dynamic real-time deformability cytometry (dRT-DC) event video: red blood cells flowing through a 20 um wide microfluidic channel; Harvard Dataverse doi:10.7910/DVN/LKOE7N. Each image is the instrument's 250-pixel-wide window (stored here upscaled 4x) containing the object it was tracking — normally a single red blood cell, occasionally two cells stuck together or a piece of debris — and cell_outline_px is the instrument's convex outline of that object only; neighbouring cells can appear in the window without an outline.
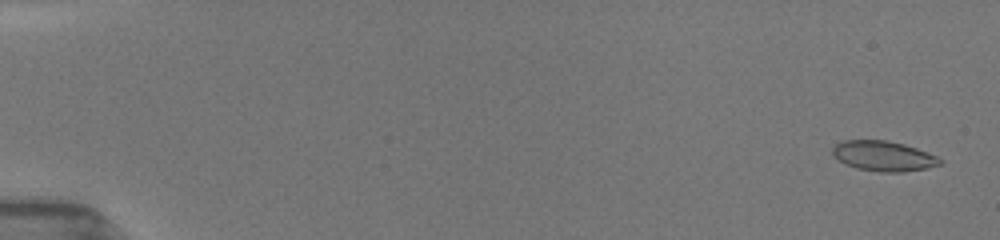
{"species": "common noctule bat (a hibernating species)", "species_latin": "Nyctalus noctula", "temperature_condition": "room temperature", "stored_images_in_passage": 36, "camera_frame_rate_fps": 3000, "um_per_image_px": 0.085, "animal": {"sex": "female", "body_mass_g": 19.5, "forearm_length_mm": 54.1}, "frame": {"image": 1, "passage_image": 2, "time_ms": 0.333, "image_size_px": [1000, 240], "cell_outline_px": [[944, 160], [940, 164], [928, 168], [900, 172], [880, 172], [856, 168], [840, 160], [832, 152], [832, 148], [836, 144], [844, 140], [888, 140], [904, 144], [916, 148], [936, 156]], "centroid_in_image_um": [75.12, 13.26], "position_along_channel_um": 9.9, "area_um2": 18.67}}
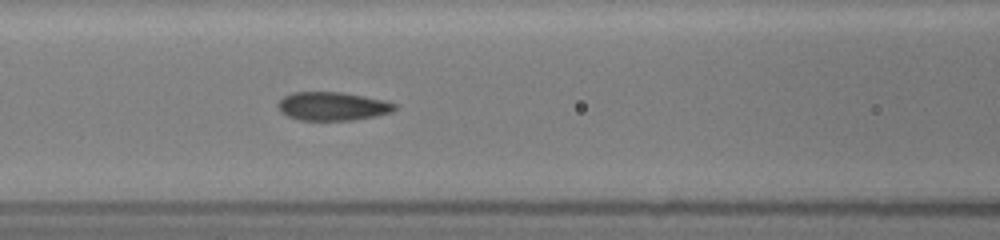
{"frame": {"image": 2, "passage_image": 24, "time_ms": 7.667, "image_size_px": [1000, 240], "cell_outline_px": [[396, 108], [392, 112], [376, 116], [352, 120], [300, 120], [288, 116], [280, 112], [276, 104], [284, 96], [292, 92], [340, 92], [364, 96], [384, 100], [396, 104]], "centroid_in_image_um": [28.25, 9.03], "position_along_channel_um": 138.4, "area_um2": 19.42}}
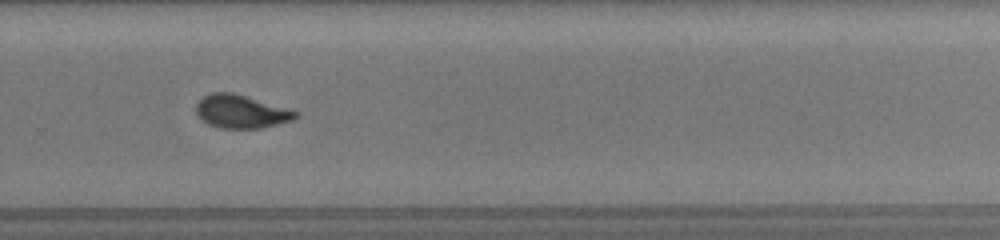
{"frame": {"image": 3, "passage_image": 35, "time_ms": 12.0, "image_size_px": [1000, 240], "cell_outline_px": [[300, 116], [292, 120], [260, 128], [220, 128], [208, 124], [196, 112], [196, 104], [204, 96], [212, 92], [232, 92], [292, 108], [300, 112]], "centroid_in_image_um": [20.57, 9.46], "position_along_channel_um": 309.2, "area_um2": 19.42}}